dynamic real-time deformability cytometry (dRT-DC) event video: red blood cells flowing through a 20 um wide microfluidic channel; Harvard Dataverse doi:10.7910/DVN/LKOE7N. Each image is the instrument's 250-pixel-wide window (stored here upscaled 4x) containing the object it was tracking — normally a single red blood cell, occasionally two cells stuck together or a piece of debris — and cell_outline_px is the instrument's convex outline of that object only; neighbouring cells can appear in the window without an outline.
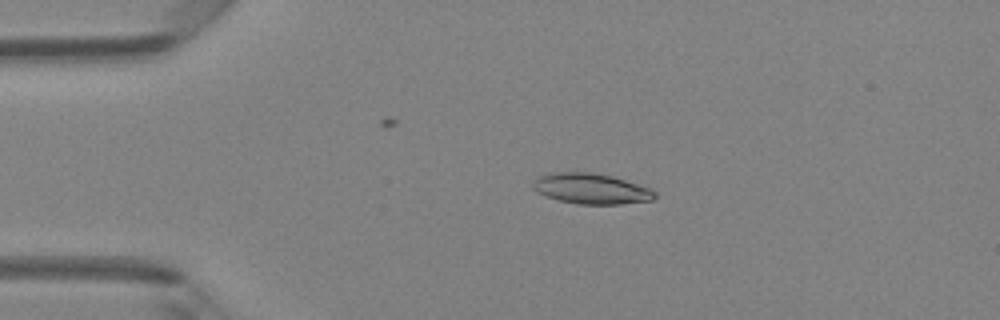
{"species": "Egyptian fruit bat (a non-hibernating species)", "species_latin": "Rousettus aegyptiacus", "temperature_condition": "room temperature", "stored_images_in_passage": 39, "camera_frame_rate_fps": 3000, "um_per_image_px": 0.085, "animal": {"sex": "female"}, "frame": {"image": 1, "passage_image": 1, "time_ms": 0.0, "image_size_px": [1000, 320], "cell_outline_px": [[656, 196], [652, 200], [620, 204], [576, 204], [544, 196], [536, 192], [532, 188], [532, 180], [540, 176], [552, 172], [592, 172], [612, 176], [652, 188], [656, 192]], "centroid_in_image_um": [50.23, 16.03], "position_along_channel_um": 34.8, "area_um2": 21.91}}
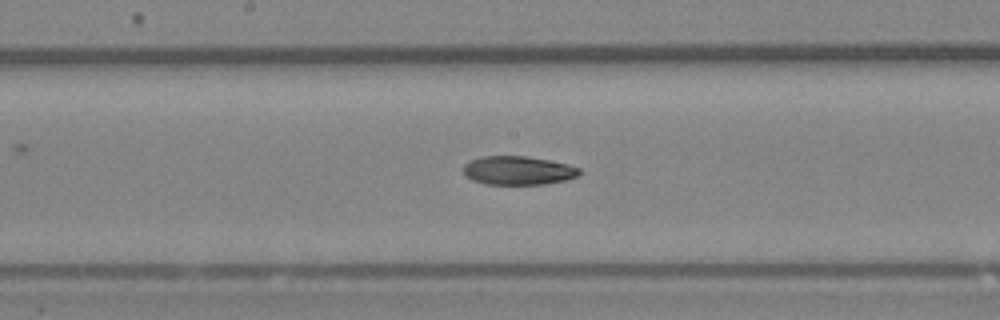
{"frame": {"image": 2, "passage_image": 16, "time_ms": 5.0, "image_size_px": [1000, 320], "cell_outline_px": [[580, 172], [576, 176], [564, 180], [544, 184], [484, 184], [472, 180], [464, 176], [464, 164], [480, 156], [528, 156], [568, 164], [580, 168]], "centroid_in_image_um": [44.0, 14.49], "position_along_channel_um": 204.2, "area_um2": 19.36}}
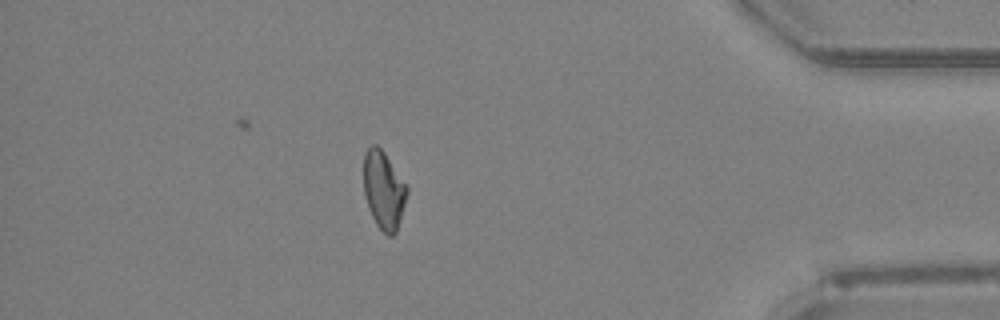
{"frame": {"image": 3, "passage_image": 33, "time_ms": 10.667, "image_size_px": [1000, 320], "cell_outline_px": [[408, 192], [396, 232], [392, 236], [388, 236], [376, 224], [368, 208], [364, 192], [364, 152], [372, 144], [376, 144], [384, 152], [408, 188]], "centroid_in_image_um": [32.6, 16.15], "position_along_channel_um": 402.6, "area_um2": 19.42}, "authors_computed_cell_mechanics": {"area_um2": 20.0566, "velocity_mm_per_s": 4.2236, "shape_relaxation_time_tau1_ms": null, "shape_relaxation_time_tau2_ms": 4.2254, "deformation_change_tau1": null, "deformation_change_tau2": 0.1078}}